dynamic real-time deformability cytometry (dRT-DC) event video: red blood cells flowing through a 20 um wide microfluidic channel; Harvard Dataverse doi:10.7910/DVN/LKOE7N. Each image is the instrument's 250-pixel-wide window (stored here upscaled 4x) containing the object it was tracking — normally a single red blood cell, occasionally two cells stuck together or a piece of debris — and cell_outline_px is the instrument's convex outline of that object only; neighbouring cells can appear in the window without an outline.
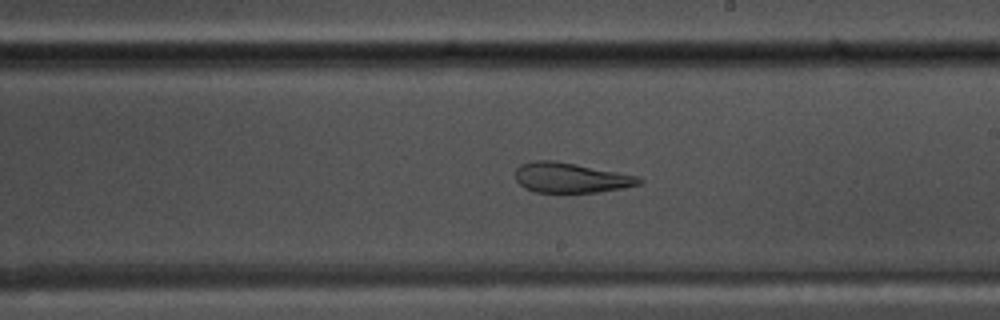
{"species": "common noctule bat (a hibernating species)", "species_latin": "Nyctalus noctula", "temperature_condition": "warm", "stored_images_in_passage": 54, "camera_frame_rate_fps": 3000, "um_per_image_px": 0.085, "animal": {"sex": "male", "body_mass_g": 17.5, "forearm_length_mm": 52.3}, "frame": {"image": 1, "passage_image": 31, "time_ms": 10.0, "image_size_px": [1000, 320], "cell_outline_px": [[644, 180], [640, 184], [624, 188], [600, 192], [536, 192], [524, 188], [516, 180], [516, 168], [520, 164], [532, 160], [552, 160], [576, 164], [640, 176]], "centroid_in_image_um": [48.53, 15.1], "position_along_channel_um": 240.5, "area_um2": 21.79}, "authors_computed_cell_mechanics": {"area_um2": 28.7555, "velocity_mm_per_s": 3.7937, "shape_relaxation_time_tau1_ms": null, "shape_relaxation_time_tau2_ms": 2.2788, "deformation_change_tau1": null, "deformation_change_tau2": 0.0942}}